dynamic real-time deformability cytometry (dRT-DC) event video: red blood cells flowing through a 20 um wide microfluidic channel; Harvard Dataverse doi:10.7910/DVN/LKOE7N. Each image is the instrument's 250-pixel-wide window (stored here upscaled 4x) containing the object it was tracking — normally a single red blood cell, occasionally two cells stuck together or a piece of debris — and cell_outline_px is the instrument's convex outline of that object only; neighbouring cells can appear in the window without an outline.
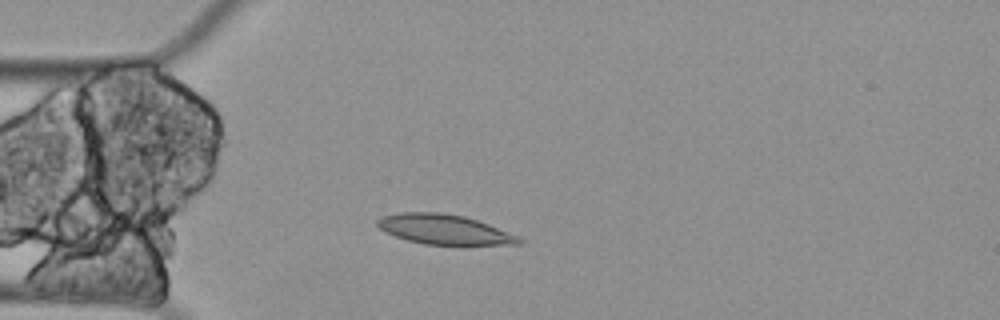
{"species": "Egyptian fruit bat (a non-hibernating species)", "species_latin": "Rousettus aegyptiacus", "temperature_condition": "cold", "stored_images_in_passage": 37, "camera_frame_rate_fps": 3000, "um_per_image_px": 0.085, "animal": {"sex": "female"}, "frame": {"image": 1, "passage_image": 4, "time_ms": 1.0, "image_size_px": [1000, 320], "cell_outline_px": [[524, 244], [424, 244], [408, 240], [384, 232], [376, 224], [376, 220], [380, 216], [400, 212], [440, 212], [464, 216], [488, 224], [520, 236], [524, 240]], "centroid_in_image_um": [37.75, 19.49], "position_along_channel_um": 47.3, "area_um2": 24.57}}
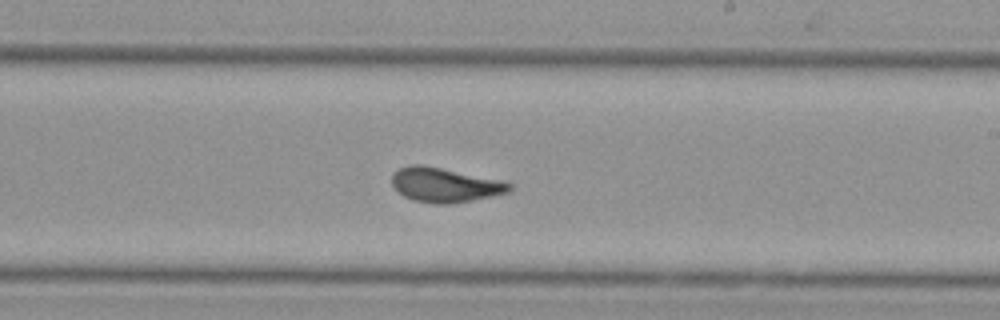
{"frame": {"image": 2, "passage_image": 23, "time_ms": 7.333, "image_size_px": [1000, 320], "cell_outline_px": [[512, 188], [508, 192], [492, 196], [472, 200], [448, 204], [436, 204], [416, 200], [404, 196], [392, 184], [392, 176], [400, 168], [412, 164], [420, 164], [504, 180], [512, 184]], "centroid_in_image_um": [37.86, 15.71], "position_along_channel_um": 251.1, "area_um2": 23.35}}
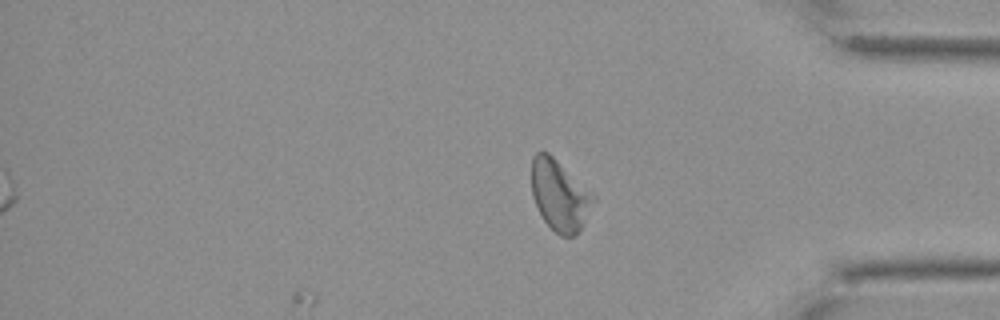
{"frame": {"image": 3, "passage_image": 37, "time_ms": 12.0, "image_size_px": [1000, 320], "cell_outline_px": [[596, 200], [584, 224], [572, 236], [560, 236], [544, 220], [532, 196], [532, 156], [536, 152], [548, 152], [596, 196]], "centroid_in_image_um": [47.58, 16.59], "position_along_channel_um": 387.6, "area_um2": 25.2}, "authors_computed_cell_mechanics": {"area_um2": 23.5824, "velocity_mm_per_s": 3.29, "shape_relaxation_time_tau1_ms": null, "shape_relaxation_time_tau2_ms": 4.709, "deformation_change_tau1": null, "deformation_change_tau2": 0.0302}}